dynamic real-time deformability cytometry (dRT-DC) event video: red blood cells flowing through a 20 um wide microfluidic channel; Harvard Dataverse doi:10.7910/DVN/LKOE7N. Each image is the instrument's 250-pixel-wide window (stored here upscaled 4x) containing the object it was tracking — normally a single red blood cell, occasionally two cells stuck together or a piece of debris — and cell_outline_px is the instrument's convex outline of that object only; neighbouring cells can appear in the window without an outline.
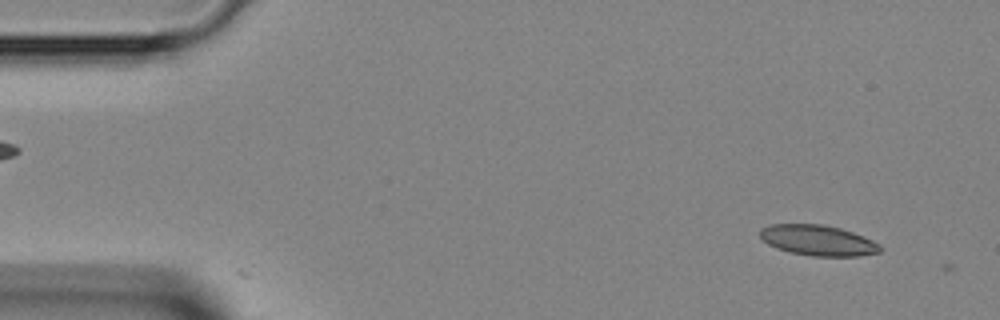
{"species": "Egyptian fruit bat (a non-hibernating species)", "species_latin": "Rousettus aegyptiacus", "temperature_condition": "room temperature", "stored_images_in_passage": 2, "camera_frame_rate_fps": 3000, "um_per_image_px": 0.085, "animal": {"sex": "female"}, "frame": {"image": 1, "passage_image": 1, "time_ms": 0.0, "image_size_px": [1000, 320], "cell_outline_px": [[884, 248], [880, 252], [856, 256], [812, 256], [792, 252], [776, 248], [768, 244], [760, 236], [760, 228], [772, 224], [824, 224], [840, 228], [852, 232], [872, 240], [880, 244]], "centroid_in_image_um": [69.54, 20.42], "position_along_channel_um": 15.5, "area_um2": 21.33}}